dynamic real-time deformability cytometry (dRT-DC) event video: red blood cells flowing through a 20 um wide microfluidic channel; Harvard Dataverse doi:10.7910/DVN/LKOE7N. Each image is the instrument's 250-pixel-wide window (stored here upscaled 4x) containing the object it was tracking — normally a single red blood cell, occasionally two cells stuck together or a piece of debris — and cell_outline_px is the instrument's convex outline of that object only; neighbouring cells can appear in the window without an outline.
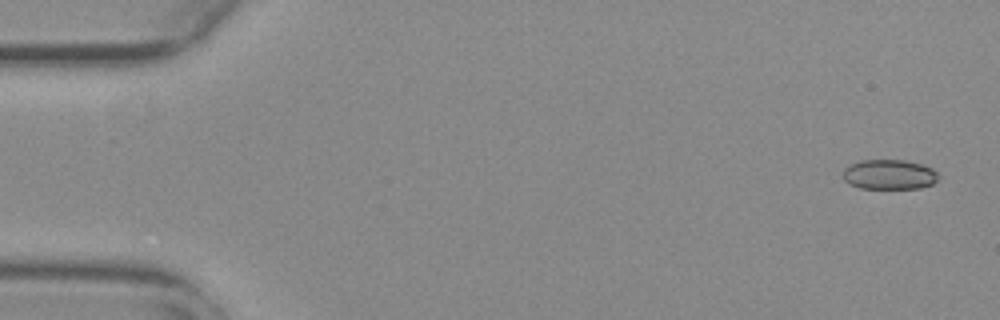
{"species": "common noctule bat (a hibernating species)", "species_latin": "Nyctalus noctula", "temperature_condition": "warm", "stored_images_in_passage": 46, "camera_frame_rate_fps": 3000, "um_per_image_px": 0.085, "animal": {"sex": "female", "body_mass_g": 29.2, "forearm_length_mm": 56.3}, "frame": {"image": 1, "passage_image": 1, "time_ms": 0.0, "image_size_px": [1000, 320], "cell_outline_px": [[936, 180], [932, 184], [920, 188], [860, 188], [848, 184], [844, 180], [844, 168], [860, 160], [904, 160], [920, 164], [932, 168], [936, 172]], "centroid_in_image_um": [75.55, 14.83], "position_along_channel_um": 9.4, "area_um2": 16.42}}
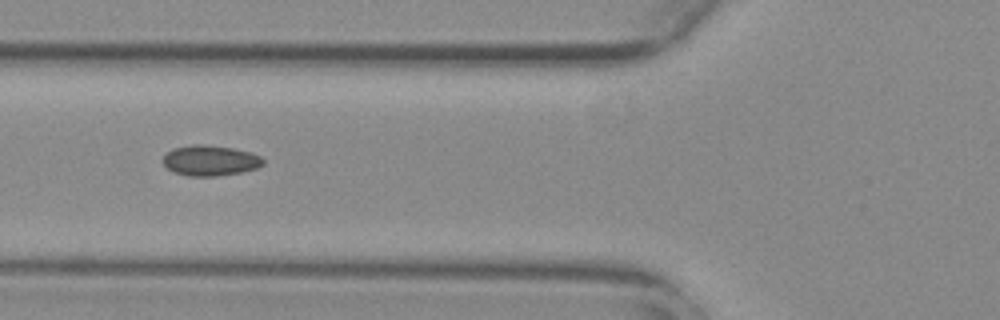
{"frame": {"image": 2, "passage_image": 20, "time_ms": 6.333, "image_size_px": [1000, 320], "cell_outline_px": [[264, 164], [256, 168], [240, 172], [216, 176], [188, 176], [176, 172], [168, 168], [164, 164], [164, 156], [172, 148], [192, 144], [204, 144], [232, 148], [252, 152], [260, 156], [264, 160]], "centroid_in_image_um": [17.88, 13.63], "position_along_channel_um": 107.9, "area_um2": 17.69}}
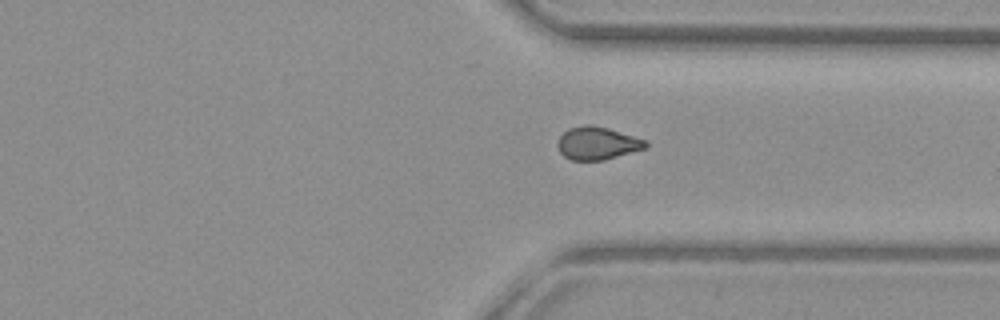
{"frame": {"image": 3, "passage_image": 40, "time_ms": 13.0, "image_size_px": [1000, 320], "cell_outline_px": [[648, 148], [604, 160], [572, 160], [564, 156], [560, 152], [556, 144], [560, 136], [568, 128], [584, 124], [588, 124], [608, 128], [648, 140]], "centroid_in_image_um": [50.8, 12.17], "position_along_channel_um": 360.6, "area_um2": 17.05}, "authors_computed_cell_mechanics": {"area_um2": 17.2533, "velocity_mm_per_s": 3.7921, "shape_relaxation_time_tau1_ms": null, "shape_relaxation_time_tau2_ms": 3.3388, "deformation_change_tau1": null, "deformation_change_tau2": 0.068}}